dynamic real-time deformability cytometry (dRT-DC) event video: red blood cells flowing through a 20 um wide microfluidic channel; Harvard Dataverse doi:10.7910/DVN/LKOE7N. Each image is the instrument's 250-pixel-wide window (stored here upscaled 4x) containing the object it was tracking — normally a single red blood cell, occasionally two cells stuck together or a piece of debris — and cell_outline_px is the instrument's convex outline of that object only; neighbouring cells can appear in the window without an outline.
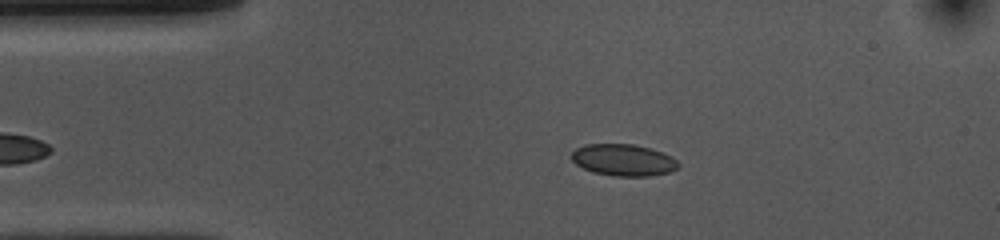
{"species": "common noctule bat (a hibernating species)", "species_latin": "Nyctalus noctula", "temperature_condition": "cold", "stored_images_in_passage": 47, "camera_frame_rate_fps": 3000, "um_per_image_px": 0.085, "animal": {"sex": "female", "body_mass_g": 10.0, "forearm_length_mm": 53.1}, "frame": {"image": 1, "passage_image": 4, "time_ms": 1.0, "image_size_px": [1000, 240], "cell_outline_px": [[680, 164], [676, 168], [668, 172], [648, 176], [612, 176], [592, 172], [576, 164], [572, 160], [572, 152], [576, 148], [584, 144], [632, 144], [652, 148], [672, 156]], "centroid_in_image_um": [52.98, 13.59], "position_along_channel_um": 32.0, "area_um2": 19.77}}
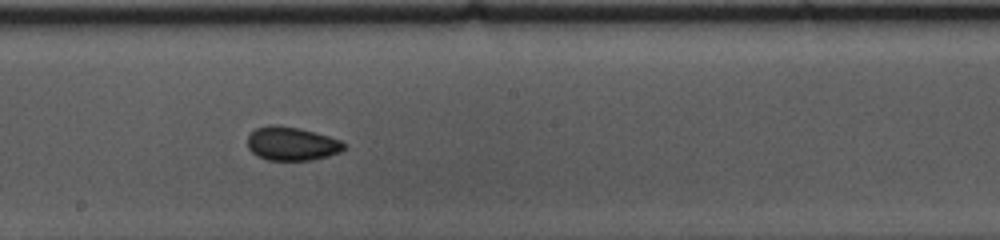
{"frame": {"image": 2, "passage_image": 22, "time_ms": 7.0, "image_size_px": [1000, 240], "cell_outline_px": [[348, 144], [340, 152], [328, 156], [308, 160], [268, 160], [256, 156], [248, 148], [248, 136], [256, 128], [268, 124], [276, 124], [300, 128], [316, 132], [340, 140]], "centroid_in_image_um": [24.79, 12.2], "position_along_channel_um": 223.4, "area_um2": 19.07}}
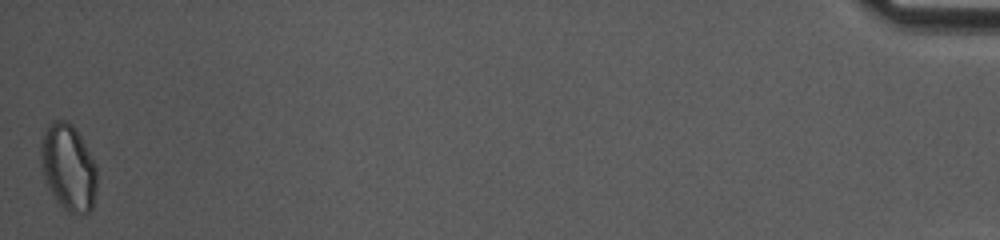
{"frame": {"image": 3, "passage_image": 47, "time_ms": 15.333, "image_size_px": [1000, 240], "cell_outline_px": [[96, 192], [92, 208], [88, 212], [80, 216], [68, 212], [60, 204], [52, 192], [44, 176], [40, 152], [40, 148], [44, 132], [48, 124], [56, 120], [68, 120], [72, 124], [80, 136], [96, 164]], "centroid_in_image_um": [5.83, 14.23], "position_along_channel_um": 429.4, "area_um2": 28.03}, "authors_computed_cell_mechanics": {"area_um2": 19.4208, "velocity_mm_per_s": 3.7002, "shape_relaxation_time_tau1_ms": 2.6303, "shape_relaxation_time_tau2_ms": 1.724, "deformation_change_tau1": 0.0618, "deformation_change_tau2": 0.0592}}